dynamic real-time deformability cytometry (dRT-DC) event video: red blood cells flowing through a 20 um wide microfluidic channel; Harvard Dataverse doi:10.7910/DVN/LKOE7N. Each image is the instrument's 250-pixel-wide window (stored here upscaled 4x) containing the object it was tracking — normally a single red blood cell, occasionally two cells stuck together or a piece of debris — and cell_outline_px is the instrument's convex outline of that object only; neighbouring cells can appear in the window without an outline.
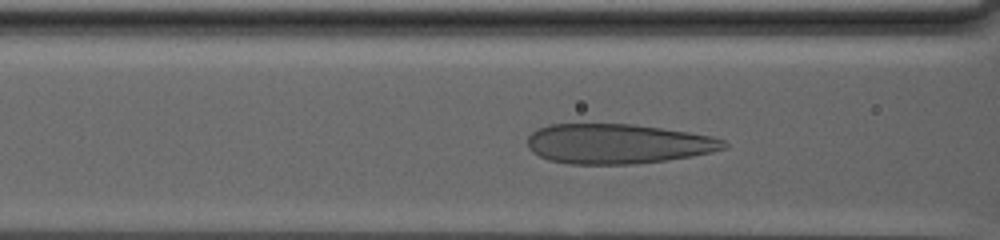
{"species": "human", "species_latin": "Homo sapiens", "temperature_condition": "warm", "stored_images_in_passage": 61, "camera_frame_rate_fps": 3000, "um_per_image_px": 0.085, "donor": {"sex": "male"}, "frame": {"image": 1, "passage_image": 25, "time_ms": 8.0, "image_size_px": [1000, 240], "cell_outline_px": [[728, 148], [712, 152], [692, 156], [664, 160], [632, 164], [568, 164], [548, 160], [532, 152], [528, 148], [528, 136], [536, 128], [548, 124], [636, 124], [688, 132], [712, 136], [724, 140], [728, 144]], "centroid_in_image_um": [52.49, 12.22], "position_along_channel_um": 114.1, "area_um2": 45.84}}
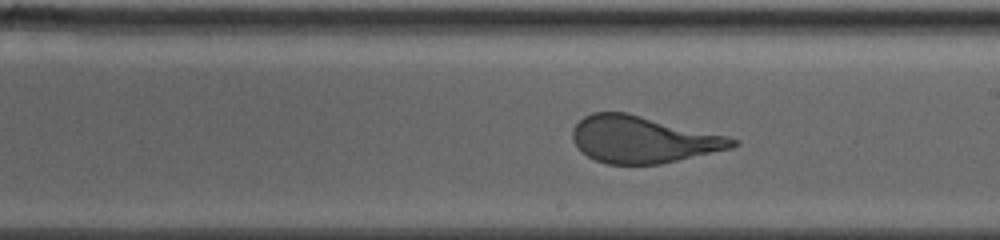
{"frame": {"image": 2, "passage_image": 39, "time_ms": 12.667, "image_size_px": [1000, 240], "cell_outline_px": [[740, 144], [732, 148], [660, 164], [608, 164], [596, 160], [580, 152], [572, 140], [572, 128], [584, 116], [592, 112], [628, 112], [728, 136], [740, 140]], "centroid_in_image_um": [54.64, 11.85], "position_along_channel_um": 234.4, "area_um2": 43.87}}
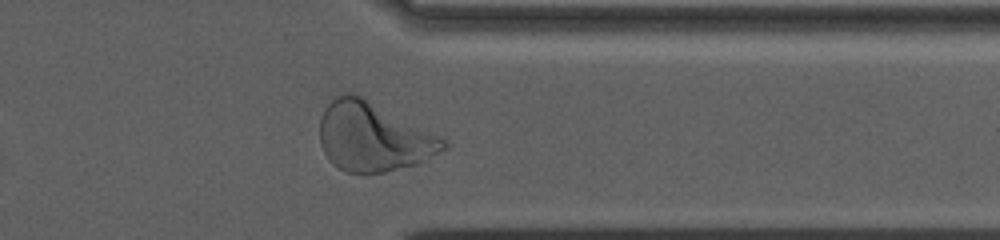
{"frame": {"image": 3, "passage_image": 56, "time_ms": 18.333, "image_size_px": [1000, 240], "cell_outline_px": [[448, 148], [420, 164], [384, 172], [344, 172], [332, 164], [328, 160], [320, 144], [320, 116], [324, 108], [336, 96], [344, 92], [352, 92], [448, 140]], "centroid_in_image_um": [31.72, 11.65], "position_along_channel_um": 379.7, "area_um2": 49.71}, "authors_computed_cell_mechanics": {"area_um2": 46.9336, "velocity_mm_per_s": 2.5767, "shape_relaxation_time_tau1_ms": 7.8622, "shape_relaxation_time_tau2_ms": null, "deformation_change_tau1": 0.2357, "deformation_change_tau2": null}}